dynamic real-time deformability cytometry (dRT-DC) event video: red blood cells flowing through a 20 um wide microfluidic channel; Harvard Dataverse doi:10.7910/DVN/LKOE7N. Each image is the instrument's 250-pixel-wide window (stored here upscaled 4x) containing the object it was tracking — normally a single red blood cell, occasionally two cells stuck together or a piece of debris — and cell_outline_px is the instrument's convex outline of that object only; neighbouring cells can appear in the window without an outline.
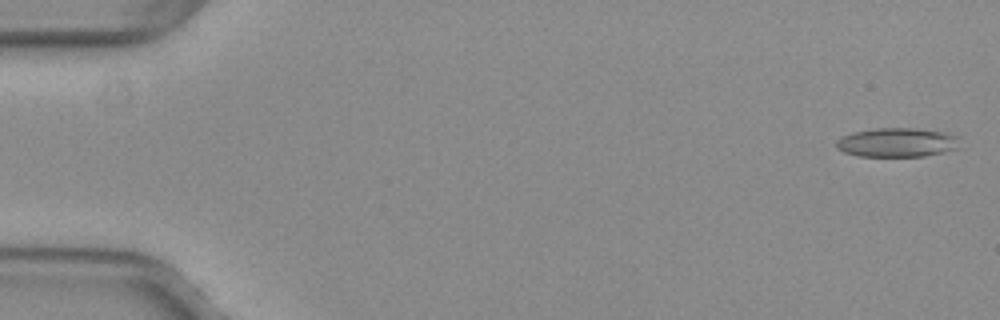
{"species": "common noctule bat (a hibernating species)", "species_latin": "Nyctalus noctula", "temperature_condition": "warm", "stored_images_in_passage": 6, "camera_frame_rate_fps": 3000, "um_per_image_px": 0.085, "animal": {"sex": "female", "body_mass_g": 29.2, "forearm_length_mm": 56.3}, "frame": {"image": 1, "passage_image": 2, "time_ms": 0.333, "image_size_px": [1000, 320], "cell_outline_px": [[960, 148], [944, 152], [924, 156], [856, 156], [844, 152], [836, 148], [836, 140], [852, 132], [876, 128], [912, 128], [944, 132], [960, 136]], "centroid_in_image_um": [76.29, 12.11], "position_along_channel_um": 8.7, "area_um2": 21.15}}